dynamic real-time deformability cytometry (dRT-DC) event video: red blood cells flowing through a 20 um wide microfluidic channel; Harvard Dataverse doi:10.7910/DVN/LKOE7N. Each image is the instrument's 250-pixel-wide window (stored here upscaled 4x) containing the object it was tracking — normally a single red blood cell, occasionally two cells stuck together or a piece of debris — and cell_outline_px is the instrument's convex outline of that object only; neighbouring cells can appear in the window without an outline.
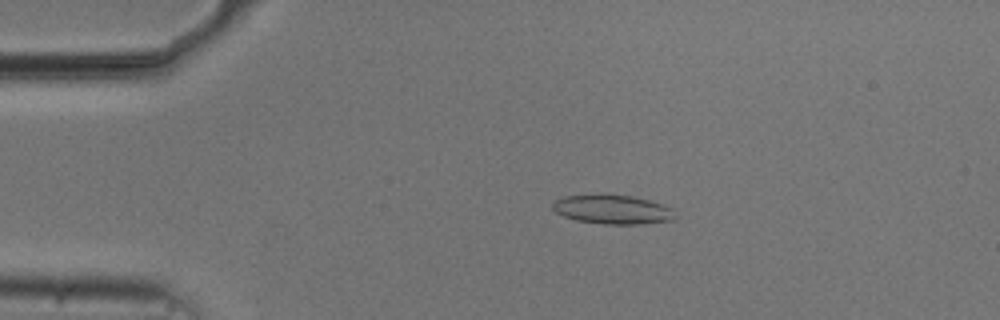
{"species": "common noctule bat (a hibernating species)", "species_latin": "Nyctalus noctula", "temperature_condition": "cold", "stored_images_in_passage": 48, "camera_frame_rate_fps": 3000, "um_per_image_px": 0.085, "animal": {"sex": "male", "body_mass_g": 20.5, "forearm_length_mm": 52.5}, "frame": {"image": 1, "passage_image": 5, "time_ms": 1.333, "image_size_px": [1000, 320], "cell_outline_px": [[676, 220], [640, 224], [604, 224], [576, 220], [564, 216], [556, 212], [552, 208], [552, 204], [556, 200], [564, 196], [600, 192], [632, 196], [664, 204], [672, 208], [676, 216]], "centroid_in_image_um": [52.07, 17.78], "position_along_channel_um": 32.9, "area_um2": 21.39}}
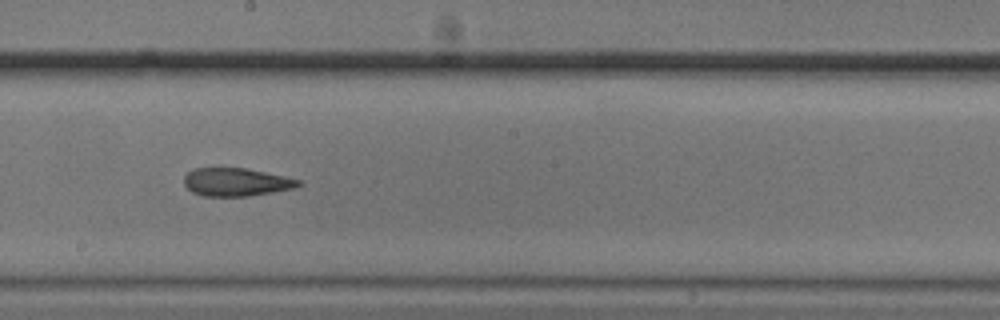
{"frame": {"image": 2, "passage_image": 24, "time_ms": 7.667, "image_size_px": [1000, 320], "cell_outline_px": [[304, 184], [296, 188], [248, 196], [204, 196], [192, 192], [184, 184], [184, 176], [188, 172], [196, 168], [244, 168], [264, 172], [300, 180]], "centroid_in_image_um": [20.08, 15.48], "position_along_channel_um": 228.1, "area_um2": 18.61}}
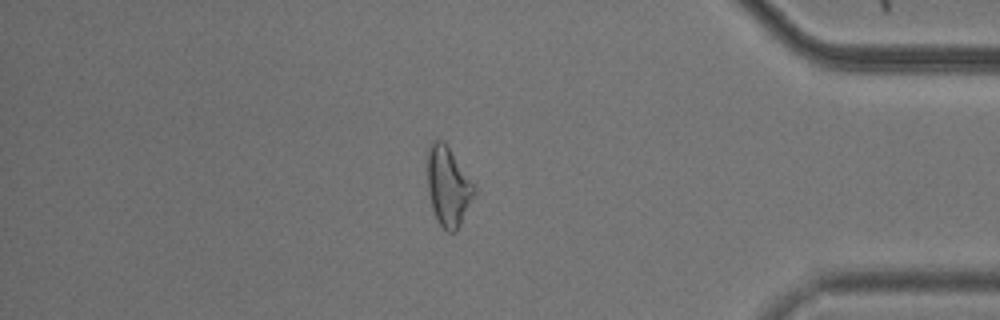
{"frame": {"image": 3, "passage_image": 40, "time_ms": 13.0, "image_size_px": [1000, 320], "cell_outline_px": [[476, 192], [456, 232], [448, 232], [436, 220], [432, 208], [428, 188], [428, 144], [432, 140], [444, 140], [476, 188]], "centroid_in_image_um": [38.08, 15.83], "position_along_channel_um": 397.1, "area_um2": 21.39}, "authors_computed_cell_mechanics": {"area_um2": 20.2589, "velocity_mm_per_s": 3.7512, "shape_relaxation_time_tau1_ms": null, "shape_relaxation_time_tau2_ms": 1.9632, "deformation_change_tau1": null, "deformation_change_tau2": 0.1027}}